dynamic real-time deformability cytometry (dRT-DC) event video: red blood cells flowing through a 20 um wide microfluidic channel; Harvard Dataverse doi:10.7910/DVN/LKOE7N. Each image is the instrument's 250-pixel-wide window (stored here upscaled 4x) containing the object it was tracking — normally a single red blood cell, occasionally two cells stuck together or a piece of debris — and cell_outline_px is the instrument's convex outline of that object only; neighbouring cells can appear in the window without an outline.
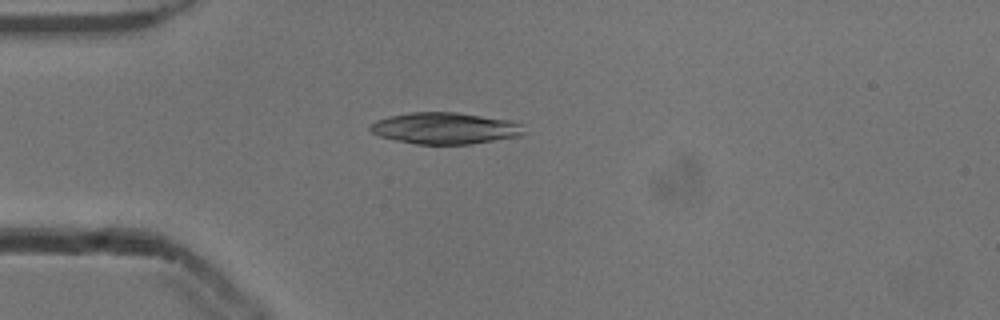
{"species": "common noctule bat (a hibernating species)", "species_latin": "Nyctalus noctula", "temperature_condition": "cold", "stored_images_in_passage": 52, "camera_frame_rate_fps": 3000, "um_per_image_px": 0.085, "animal": {"sex": "male", "body_mass_g": 13.3}, "frame": {"image": 1, "passage_image": 14, "time_ms": 4.333, "image_size_px": [1000, 320], "cell_outline_px": [[524, 132], [520, 136], [472, 144], [416, 144], [396, 140], [380, 136], [372, 132], [368, 128], [376, 120], [388, 116], [408, 112], [456, 112], [512, 120], [524, 124]], "centroid_in_image_um": [37.86, 10.89], "position_along_channel_um": 47.1, "area_um2": 28.44}}
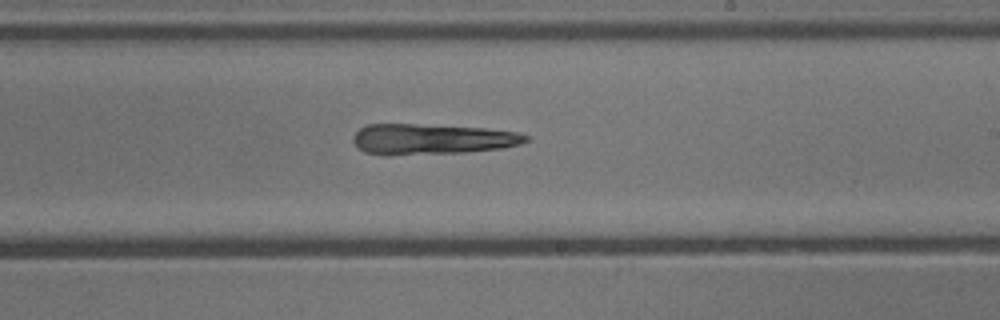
{"frame": {"image": 2, "passage_image": 31, "time_ms": 10.0, "image_size_px": [1000, 320], "cell_outline_px": [[532, 140], [520, 144], [500, 148], [464, 152], [388, 156], [384, 156], [364, 152], [356, 148], [352, 140], [352, 136], [360, 128], [368, 124], [416, 124], [484, 128], [516, 132], [528, 136]], "centroid_in_image_um": [36.64, 11.84], "position_along_channel_um": 252.4, "area_um2": 31.1}}
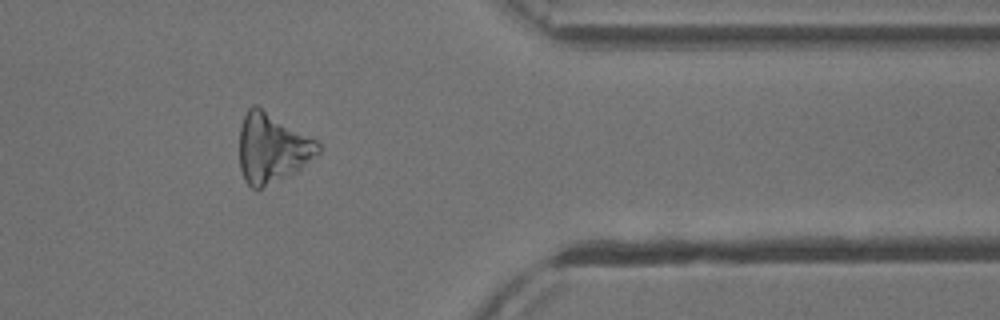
{"frame": {"image": 3, "passage_image": 43, "time_ms": 14.0, "image_size_px": [1000, 320], "cell_outline_px": [[320, 152], [300, 168], [260, 188], [252, 188], [244, 180], [240, 168], [240, 124], [248, 108], [252, 104], [256, 104], [316, 140], [320, 144]], "centroid_in_image_um": [23.09, 12.54], "position_along_channel_um": 388.3, "area_um2": 31.33}}